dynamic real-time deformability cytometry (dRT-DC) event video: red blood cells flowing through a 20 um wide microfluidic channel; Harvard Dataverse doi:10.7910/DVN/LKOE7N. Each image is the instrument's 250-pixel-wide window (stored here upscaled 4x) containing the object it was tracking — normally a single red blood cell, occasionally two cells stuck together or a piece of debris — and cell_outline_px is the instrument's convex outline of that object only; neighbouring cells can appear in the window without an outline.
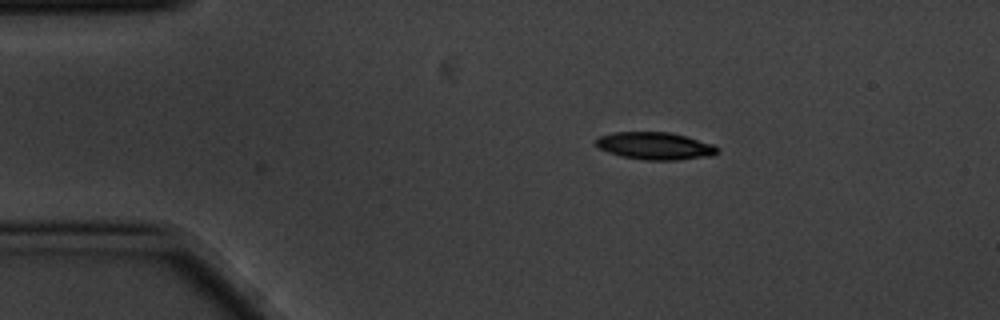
{"species": "common noctule bat (a hibernating species)", "species_latin": "Nyctalus noctula", "temperature_condition": "cold", "stored_images_in_passage": 2, "camera_frame_rate_fps": 3000, "um_per_image_px": 0.085, "animal": {"sex": "male", "body_mass_g": 20.1, "forearm_length_mm": 53.5}, "frame": {"image": 1, "passage_image": 2, "time_ms": 0.333, "image_size_px": [1000, 320], "cell_outline_px": [[716, 152], [712, 156], [676, 160], [644, 160], [620, 156], [608, 152], [600, 148], [596, 144], [596, 140], [600, 136], [616, 132], [668, 132], [684, 136], [712, 144], [716, 148]], "centroid_in_image_um": [55.64, 12.41], "position_along_channel_um": 29.4, "area_um2": 19.07}}